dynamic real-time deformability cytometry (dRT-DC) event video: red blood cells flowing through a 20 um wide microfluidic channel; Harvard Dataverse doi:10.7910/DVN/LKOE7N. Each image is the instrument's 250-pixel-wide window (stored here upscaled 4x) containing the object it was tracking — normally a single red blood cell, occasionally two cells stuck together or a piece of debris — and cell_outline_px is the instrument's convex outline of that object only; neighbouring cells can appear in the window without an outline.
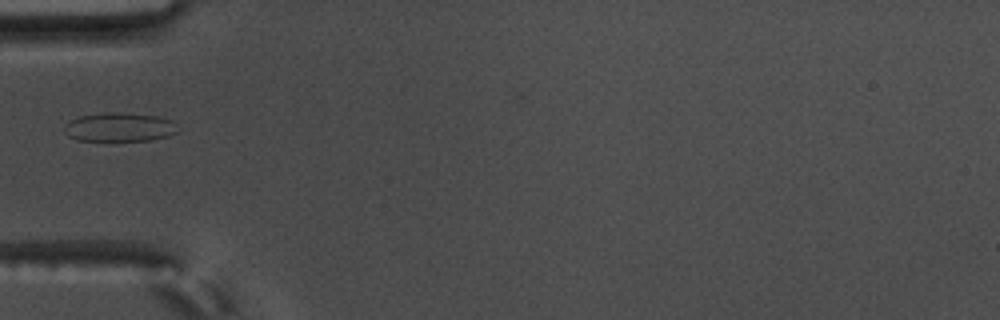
{"species": "common noctule bat (a hibernating species)", "species_latin": "Nyctalus noctula", "temperature_condition": "warm", "stored_images_in_passage": 9, "camera_frame_rate_fps": 3000, "um_per_image_px": 0.085, "animal": {"sex": "male", "body_mass_g": 17.5, "forearm_length_mm": 52.3}, "frame": {"image": 1, "passage_image": 1, "time_ms": 0.0, "image_size_px": [1000, 320], "cell_outline_px": [[176, 132], [168, 136], [152, 140], [76, 140], [68, 136], [64, 132], [64, 124], [80, 116], [112, 112], [116, 112], [156, 116], [172, 120]], "centroid_in_image_um": [10.11, 10.81], "position_along_channel_um": 74.9, "area_um2": 18.73}}